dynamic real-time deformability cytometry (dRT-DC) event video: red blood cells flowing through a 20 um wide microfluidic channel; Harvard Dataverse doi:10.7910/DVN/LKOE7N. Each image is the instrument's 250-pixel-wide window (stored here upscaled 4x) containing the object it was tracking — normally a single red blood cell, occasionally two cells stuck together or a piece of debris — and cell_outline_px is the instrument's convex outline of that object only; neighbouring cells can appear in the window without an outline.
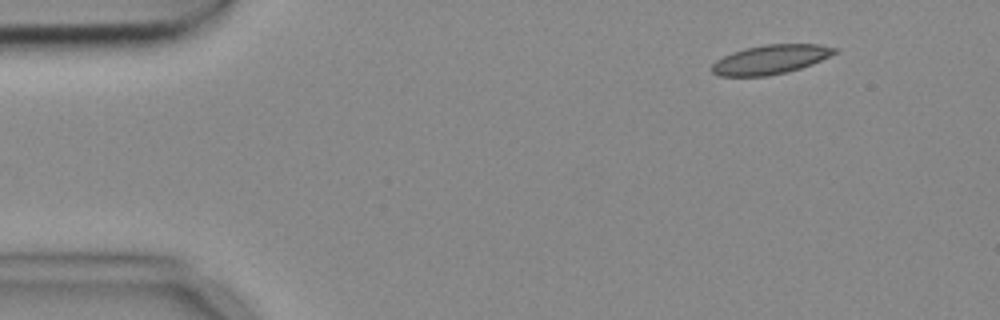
{"species": "common noctule bat (a hibernating species)", "species_latin": "Nyctalus noctula", "temperature_condition": "cold", "stored_images_in_passage": 8, "camera_frame_rate_fps": 3000, "um_per_image_px": 0.085, "animal": {"sex": "female", "body_mass_g": 18.4}, "frame": {"image": 1, "passage_image": 1, "time_ms": 0.0, "image_size_px": [1000, 320], "cell_outline_px": [[840, 52], [812, 64], [788, 72], [768, 76], [720, 76], [712, 72], [712, 64], [716, 60], [732, 52], [744, 48], [764, 44], [820, 44], [840, 48]], "centroid_in_image_um": [65.55, 5.04], "position_along_channel_um": 19.4, "area_um2": 21.15}}
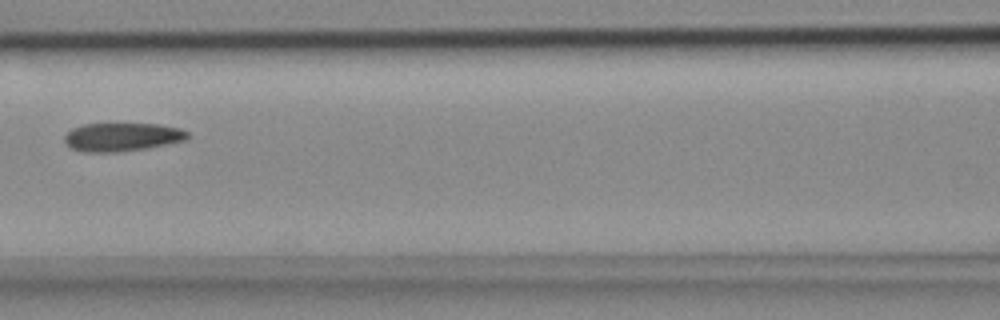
{"frame": {"image": 2, "passage_image": 6, "time_ms": 1.667, "image_size_px": [1000, 320], "cell_outline_px": [[188, 140], [148, 148], [116, 152], [84, 152], [72, 148], [64, 144], [64, 136], [72, 128], [84, 124], [160, 124], [180, 128], [188, 132]], "centroid_in_image_um": [10.38, 11.65], "position_along_channel_um": 156.2, "area_um2": 20.52}}
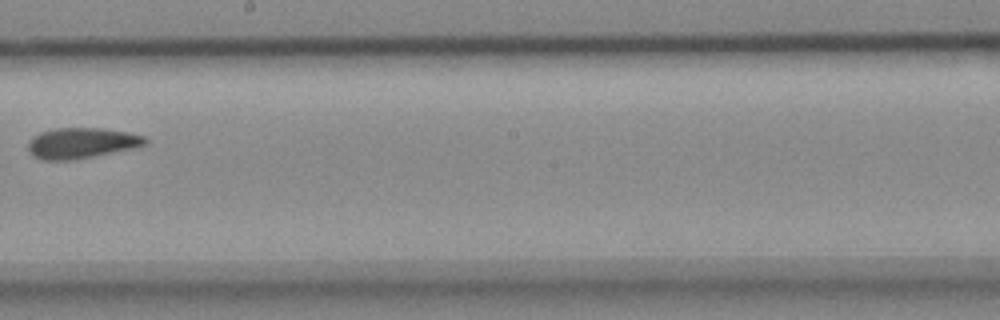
{"frame": {"image": 3, "passage_image": 8, "time_ms": 2.333, "image_size_px": [1000, 320], "cell_outline_px": [[148, 140], [144, 144], [132, 148], [72, 160], [40, 160], [32, 156], [28, 152], [28, 144], [32, 136], [40, 132], [56, 128], [104, 128], [128, 132], [144, 136]], "centroid_in_image_um": [6.86, 12.15], "position_along_channel_um": 241.3, "area_um2": 20.87}}